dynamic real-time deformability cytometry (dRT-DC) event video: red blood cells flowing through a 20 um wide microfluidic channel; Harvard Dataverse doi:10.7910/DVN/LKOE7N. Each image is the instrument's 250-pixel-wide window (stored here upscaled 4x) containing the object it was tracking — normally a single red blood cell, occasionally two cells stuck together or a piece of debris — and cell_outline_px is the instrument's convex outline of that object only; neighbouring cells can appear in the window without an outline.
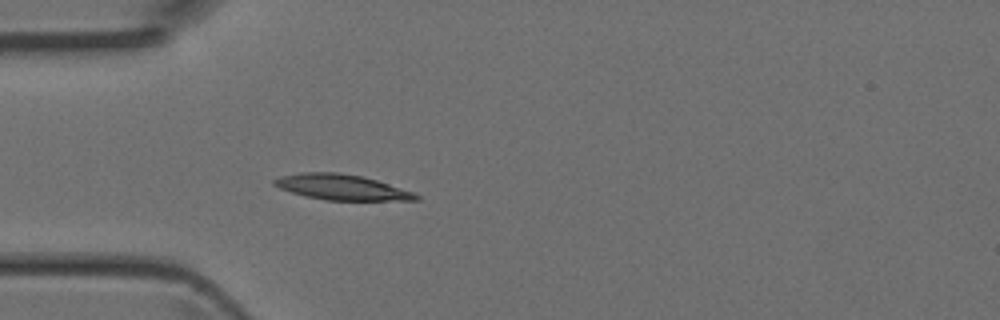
{"species": "Egyptian fruit bat (a non-hibernating species)", "species_latin": "Rousettus aegyptiacus", "temperature_condition": "room temperature", "stored_images_in_passage": 3, "camera_frame_rate_fps": 3000, "um_per_image_px": 0.085, "animal": {"sex": "female"}, "frame": {"image": 1, "passage_image": 3, "time_ms": 0.667, "image_size_px": [1000, 320], "cell_outline_px": [[420, 200], [324, 200], [292, 192], [280, 188], [272, 184], [272, 180], [280, 176], [300, 172], [336, 172], [364, 176], [416, 192], [420, 196]], "centroid_in_image_um": [29.08, 15.9], "position_along_channel_um": 55.9, "area_um2": 21.15}}